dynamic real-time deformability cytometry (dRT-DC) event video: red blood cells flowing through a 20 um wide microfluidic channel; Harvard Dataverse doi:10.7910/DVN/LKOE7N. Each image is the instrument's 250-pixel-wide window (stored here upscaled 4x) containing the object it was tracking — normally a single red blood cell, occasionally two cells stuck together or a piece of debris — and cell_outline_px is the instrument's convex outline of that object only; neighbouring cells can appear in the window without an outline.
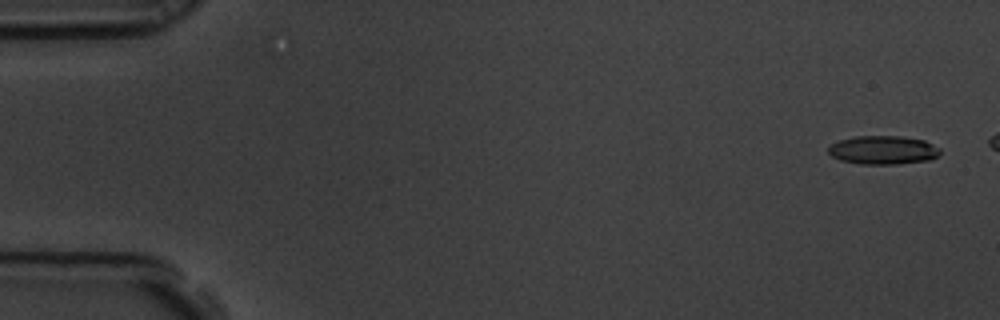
{"species": "common noctule bat (a hibernating species)", "species_latin": "Nyctalus noctula", "temperature_condition": "room temperature", "stored_images_in_passage": 9, "camera_frame_rate_fps": 3000, "um_per_image_px": 0.085, "animal": {"sex": "male", "body_mass_g": 19.5, "forearm_length_mm": 54.6}, "frame": {"image": 1, "passage_image": 1, "time_ms": 0.0, "image_size_px": [1000, 320], "cell_outline_px": [[940, 156], [932, 160], [896, 164], [860, 164], [840, 160], [832, 156], [828, 152], [828, 148], [832, 144], [840, 140], [856, 136], [900, 136], [924, 140], [940, 148]], "centroid_in_image_um": [75.1, 12.76], "position_along_channel_um": 9.9, "area_um2": 18.73}}
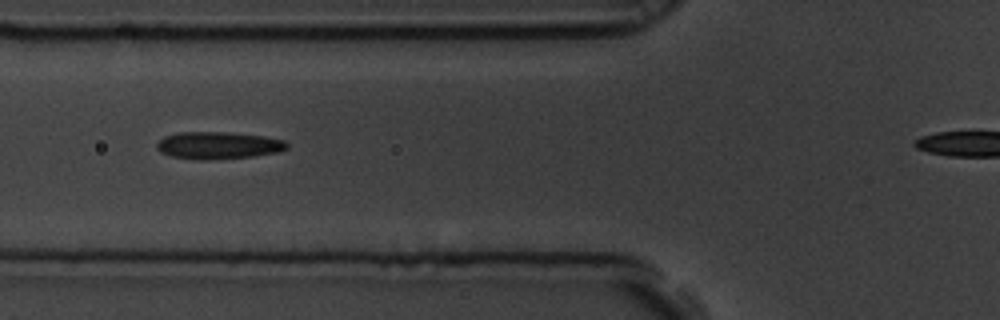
{"frame": {"image": 2, "passage_image": 7, "time_ms": 2.0, "image_size_px": [1000, 320], "cell_outline_px": [[288, 148], [276, 152], [252, 156], [208, 160], [200, 160], [172, 156], [160, 152], [156, 148], [156, 144], [164, 136], [176, 132], [232, 132], [264, 136], [284, 140], [288, 144]], "centroid_in_image_um": [18.53, 12.34], "position_along_channel_um": 107.3, "area_um2": 20.69}}
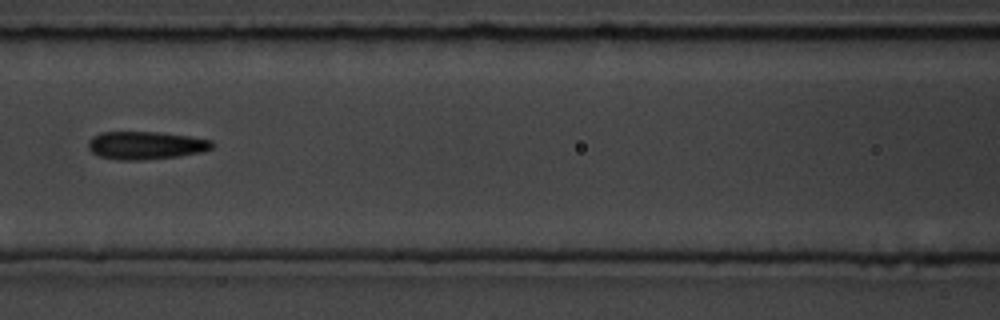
{"frame": {"image": 3, "passage_image": 8, "time_ms": 2.333, "image_size_px": [1000, 320], "cell_outline_px": [[212, 148], [204, 152], [176, 156], [140, 160], [116, 160], [100, 156], [92, 152], [88, 148], [88, 140], [92, 136], [100, 132], [160, 132], [188, 136], [212, 140]], "centroid_in_image_um": [12.36, 12.35], "position_along_channel_um": 154.2, "area_um2": 20.17}}